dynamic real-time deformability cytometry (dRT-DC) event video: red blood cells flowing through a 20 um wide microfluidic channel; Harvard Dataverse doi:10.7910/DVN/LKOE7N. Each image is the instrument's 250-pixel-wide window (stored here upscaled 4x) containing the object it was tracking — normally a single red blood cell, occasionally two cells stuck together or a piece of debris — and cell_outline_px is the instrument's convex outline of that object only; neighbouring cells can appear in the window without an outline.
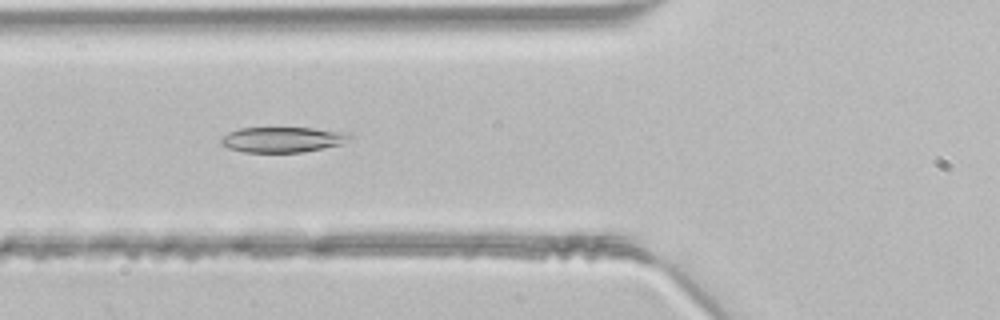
{"species": "common noctule bat (a hibernating species)", "species_latin": "Nyctalus noctula", "temperature_condition": "room temperature", "stored_images_in_passage": 28, "camera_frame_rate_fps": 3000, "um_per_image_px": 0.085, "animal": {"sex": "male", "body_mass_g": 21.5, "forearm_length_mm": 52.0}, "frame": {"image": 1, "passage_image": 6, "time_ms": 1.667, "image_size_px": [1000, 320], "cell_outline_px": [[352, 136], [340, 144], [324, 148], [304, 152], [244, 152], [228, 148], [220, 144], [220, 140], [228, 132], [240, 128], [312, 128], [348, 132]], "centroid_in_image_um": [24.0, 11.86], "position_along_channel_um": 101.8, "area_um2": 18.96}}
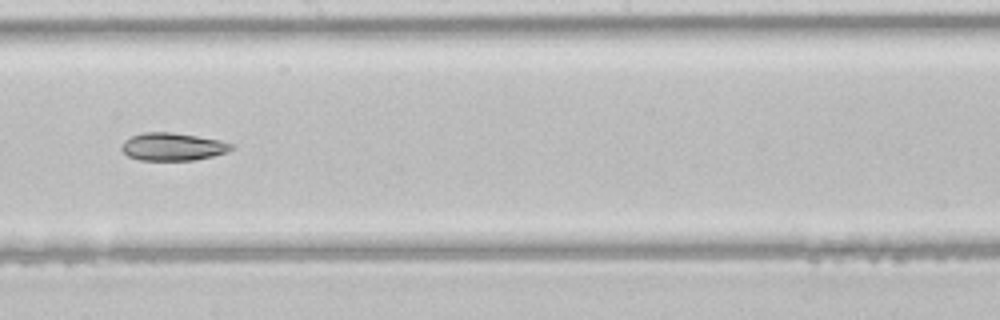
{"frame": {"image": 2, "passage_image": 15, "time_ms": 4.667, "image_size_px": [1000, 320], "cell_outline_px": [[232, 148], [228, 152], [212, 156], [192, 160], [140, 160], [128, 156], [120, 148], [124, 140], [132, 136], [144, 132], [172, 132], [220, 140], [232, 144]], "centroid_in_image_um": [14.65, 12.47], "position_along_channel_um": 233.5, "area_um2": 17.63}}
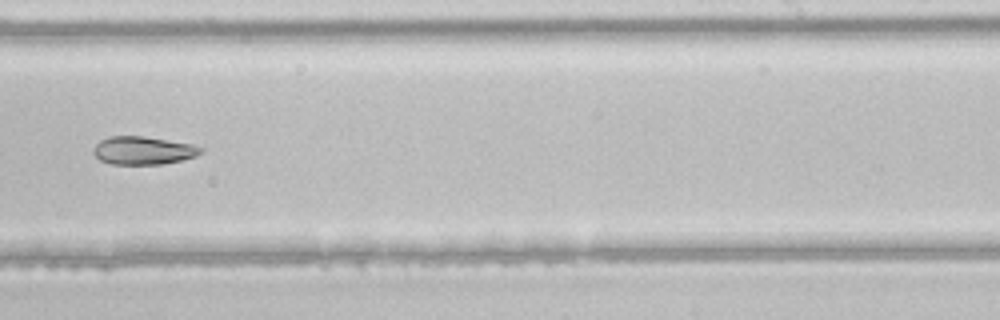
{"frame": {"image": 3, "passage_image": 18, "time_ms": 5.667, "image_size_px": [1000, 320], "cell_outline_px": [[204, 152], [196, 156], [164, 164], [112, 164], [100, 160], [92, 152], [96, 144], [100, 140], [108, 136], [144, 136], [196, 144], [204, 148]], "centroid_in_image_um": [12.22, 12.78], "position_along_channel_um": 276.8, "area_um2": 17.8}}